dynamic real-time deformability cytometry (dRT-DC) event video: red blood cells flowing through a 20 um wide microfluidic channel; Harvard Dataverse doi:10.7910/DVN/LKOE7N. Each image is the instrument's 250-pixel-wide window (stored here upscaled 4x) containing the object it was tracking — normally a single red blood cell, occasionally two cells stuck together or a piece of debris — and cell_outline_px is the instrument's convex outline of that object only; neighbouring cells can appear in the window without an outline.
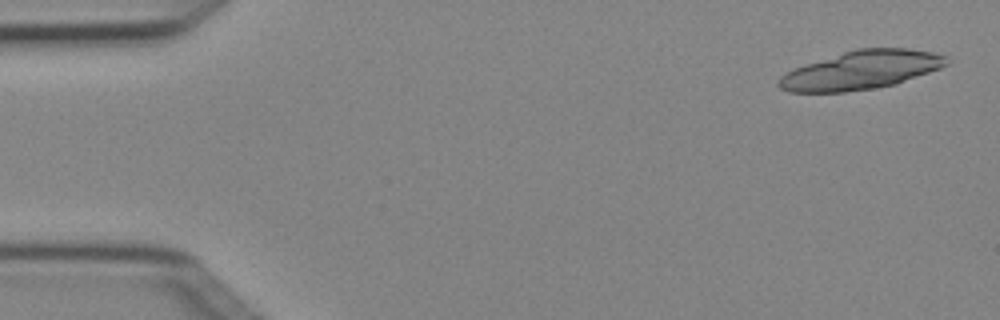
{"species": "Egyptian fruit bat (a non-hibernating species)", "species_latin": "Rousettus aegyptiacus", "temperature_condition": "cold", "stored_images_in_passage": 7, "camera_frame_rate_fps": 3000, "um_per_image_px": 0.085, "animal": {"sex": "female"}, "frame": {"image": 1, "passage_image": 1, "time_ms": 0.0, "image_size_px": [1000, 320], "cell_outline_px": [[948, 64], [940, 68], [896, 84], [876, 88], [844, 92], [788, 92], [780, 88], [776, 84], [776, 80], [780, 76], [804, 64], [844, 52], [860, 48], [908, 48], [932, 52], [944, 56]], "centroid_in_image_um": [73.16, 5.97], "position_along_channel_um": 11.8, "area_um2": 37.45}}
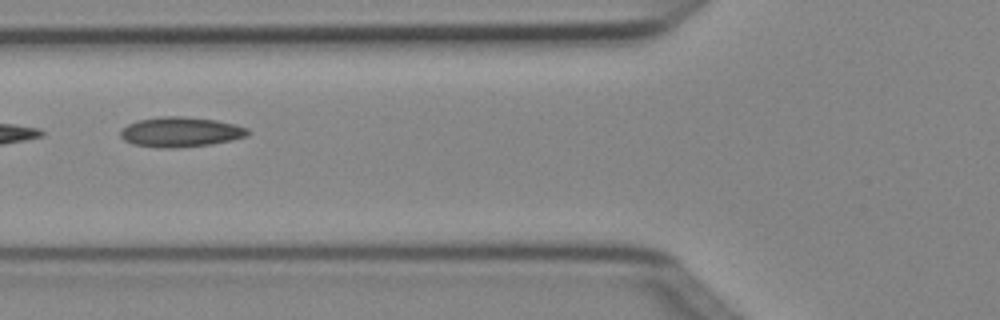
{"frame": {"image": 2, "passage_image": 6, "time_ms": 1.667, "image_size_px": [1000, 320], "cell_outline_px": [[252, 132], [248, 136], [232, 140], [212, 144], [176, 148], [160, 148], [132, 144], [124, 140], [120, 136], [120, 132], [128, 124], [136, 120], [160, 116], [184, 116], [216, 120], [236, 124], [248, 128]], "centroid_in_image_um": [15.38, 11.22], "position_along_channel_um": 110.4, "area_um2": 22.54}}
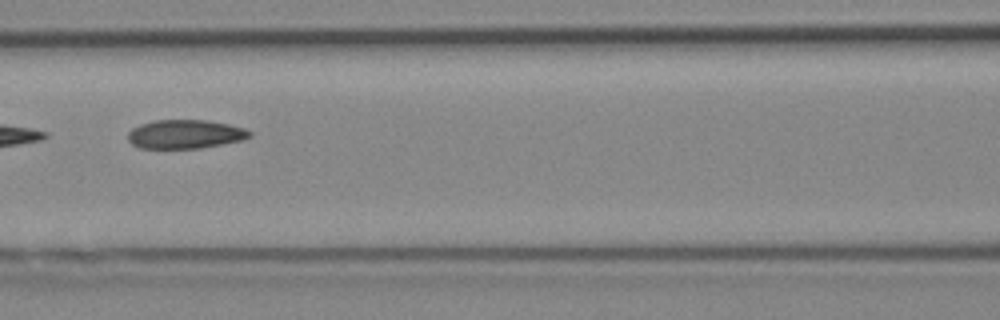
{"frame": {"image": 3, "passage_image": 7, "time_ms": 2.0, "image_size_px": [1000, 320], "cell_outline_px": [[252, 136], [244, 140], [200, 148], [140, 148], [132, 144], [128, 140], [128, 132], [132, 128], [140, 124], [156, 120], [208, 120], [228, 124], [244, 128], [252, 132]], "centroid_in_image_um": [15.75, 11.4], "position_along_channel_um": 150.8, "area_um2": 20.52}}